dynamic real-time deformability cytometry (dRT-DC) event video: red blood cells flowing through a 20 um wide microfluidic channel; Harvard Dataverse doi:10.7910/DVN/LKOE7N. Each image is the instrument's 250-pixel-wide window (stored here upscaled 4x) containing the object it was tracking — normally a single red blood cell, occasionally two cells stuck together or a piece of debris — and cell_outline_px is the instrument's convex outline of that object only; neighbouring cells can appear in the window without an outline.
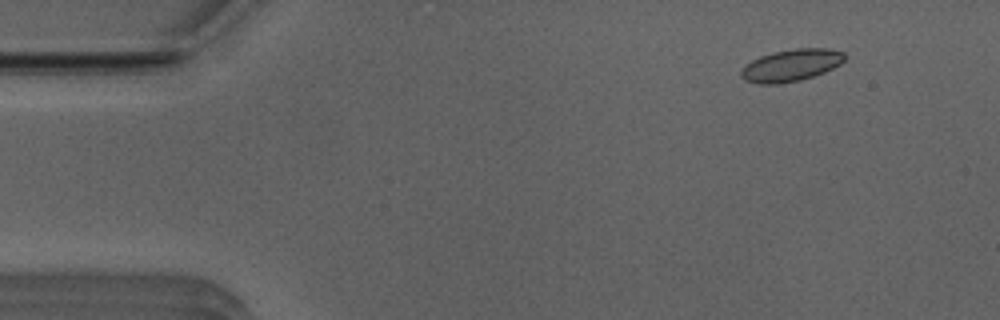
{"species": "Egyptian fruit bat (a non-hibernating species)", "species_latin": "Rousettus aegyptiacus", "temperature_condition": "room temperature", "stored_images_in_passage": 9, "camera_frame_rate_fps": 3000, "um_per_image_px": 0.085, "animal": {"sex": "male"}, "frame": {"image": 1, "passage_image": 1, "time_ms": 0.0, "image_size_px": [1000, 320], "cell_outline_px": [[848, 56], [840, 64], [824, 72], [800, 80], [780, 84], [760, 84], [744, 80], [740, 76], [740, 72], [744, 64], [760, 56], [772, 52], [796, 48], [828, 48], [844, 52]], "centroid_in_image_um": [67.23, 5.54], "position_along_channel_um": 17.8, "area_um2": 19.54}}